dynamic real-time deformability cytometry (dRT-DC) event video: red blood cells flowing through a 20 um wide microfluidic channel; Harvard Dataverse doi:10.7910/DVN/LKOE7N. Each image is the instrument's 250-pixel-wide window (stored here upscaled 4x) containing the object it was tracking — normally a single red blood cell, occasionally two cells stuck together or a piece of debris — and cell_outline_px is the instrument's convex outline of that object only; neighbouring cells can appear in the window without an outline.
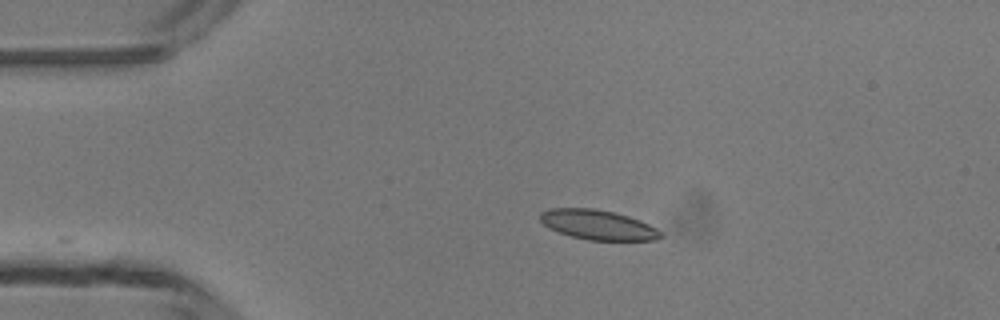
{"species": "common noctule bat (a hibernating species)", "species_latin": "Nyctalus noctula", "temperature_condition": "room temperature", "stored_images_in_passage": 29, "camera_frame_rate_fps": 3000, "um_per_image_px": 0.085, "animal": {"sex": "male", "body_mass_g": 13.3}, "frame": {"image": 1, "passage_image": 1, "time_ms": 0.0, "image_size_px": [1000, 320], "cell_outline_px": [[664, 236], [656, 240], [588, 240], [572, 236], [548, 228], [540, 220], [540, 212], [548, 208], [596, 208], [616, 212], [640, 220], [656, 228]], "centroid_in_image_um": [50.82, 19.09], "position_along_channel_um": 34.2, "area_um2": 20.98}}
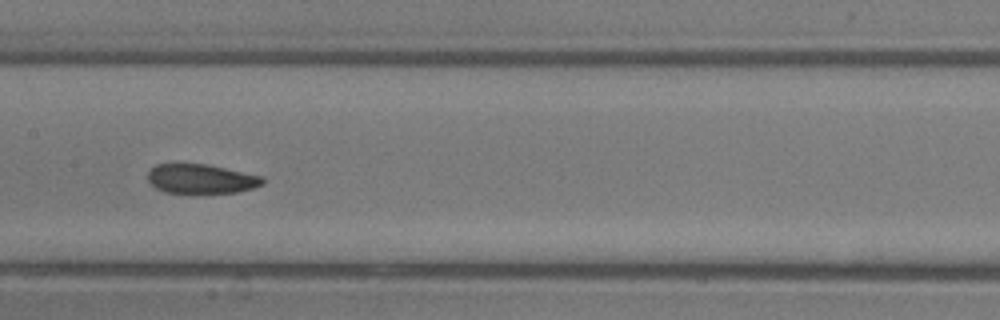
{"frame": {"image": 2, "passage_image": 15, "time_ms": 4.667, "image_size_px": [1000, 320], "cell_outline_px": [[264, 184], [252, 188], [236, 192], [196, 196], [192, 196], [164, 192], [156, 188], [148, 180], [148, 172], [156, 164], [176, 160], [204, 164], [264, 176]], "centroid_in_image_um": [17.03, 15.21], "position_along_channel_um": 190.4, "area_um2": 21.1}}
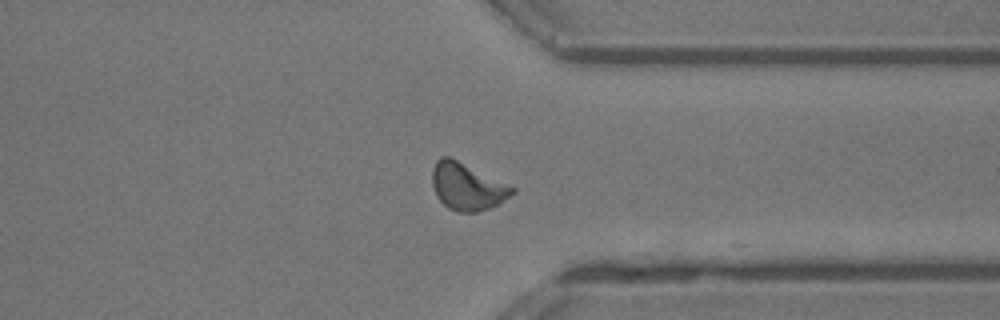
{"frame": {"image": 3, "passage_image": 28, "time_ms": 9.0, "image_size_px": [1000, 320], "cell_outline_px": [[516, 192], [496, 204], [488, 208], [476, 212], [456, 212], [448, 208], [436, 196], [432, 184], [432, 168], [436, 160], [440, 156], [448, 156], [516, 188]], "centroid_in_image_um": [39.67, 15.86], "position_along_channel_um": 371.7, "area_um2": 21.68}}